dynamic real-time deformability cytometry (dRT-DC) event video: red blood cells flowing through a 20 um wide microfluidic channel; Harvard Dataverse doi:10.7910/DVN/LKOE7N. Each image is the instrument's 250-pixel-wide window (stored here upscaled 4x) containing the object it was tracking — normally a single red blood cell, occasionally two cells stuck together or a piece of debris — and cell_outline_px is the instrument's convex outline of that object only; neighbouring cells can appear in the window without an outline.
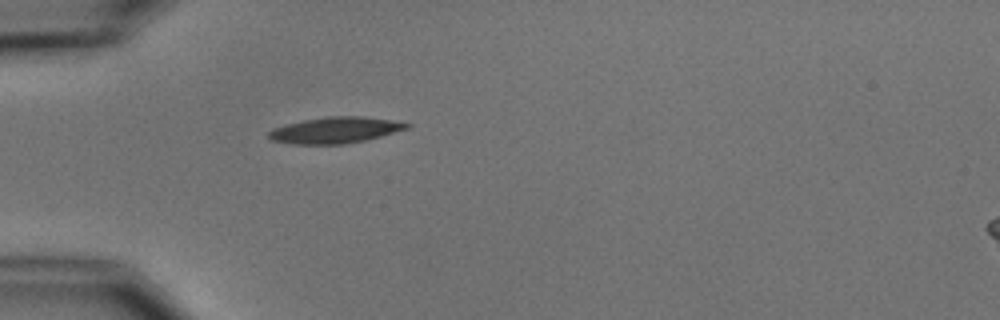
{"species": "common noctule bat (a hibernating species)", "species_latin": "Nyctalus noctula", "temperature_condition": "cold", "stored_images_in_passage": 1, "camera_frame_rate_fps": 3000, "um_per_image_px": 0.085, "animal": {"sex": "male", "body_mass_g": 15.6}, "frame": {"image": 1, "passage_image": 1, "time_ms": 0.0, "image_size_px": [1000, 320], "cell_outline_px": [[412, 124], [408, 128], [380, 136], [364, 140], [344, 144], [292, 144], [272, 140], [268, 136], [268, 132], [272, 128], [304, 120], [328, 116], [360, 116], [392, 120]], "centroid_in_image_um": [28.48, 11.06], "position_along_channel_um": 56.5, "area_um2": 20.81}}